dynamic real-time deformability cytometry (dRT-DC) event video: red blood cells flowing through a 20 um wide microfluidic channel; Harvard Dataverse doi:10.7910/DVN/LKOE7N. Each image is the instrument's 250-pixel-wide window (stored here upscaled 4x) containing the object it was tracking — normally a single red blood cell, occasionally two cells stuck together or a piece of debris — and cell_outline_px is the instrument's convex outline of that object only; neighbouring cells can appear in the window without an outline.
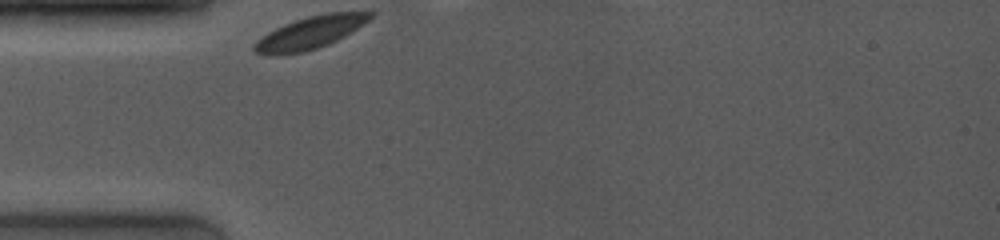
{"species": "common noctule bat (a hibernating species)", "species_latin": "Nyctalus noctula", "temperature_condition": "room temperature", "stored_images_in_passage": 7, "camera_frame_rate_fps": 4000, "um_per_image_px": 0.085, "animal": {"sex": "female", "body_mass_g": 19.0, "forearm_length_mm": 53.3}, "frame": {"image": 1, "passage_image": 1, "time_ms": 0.0, "image_size_px": [1000, 240], "cell_outline_px": [[376, 12], [368, 20], [344, 36], [328, 44], [304, 52], [280, 56], [256, 52], [252, 48], [252, 44], [256, 40], [268, 32], [284, 24], [308, 16], [328, 12]], "centroid_in_image_um": [26.31, 2.79], "position_along_channel_um": 58.7, "area_um2": 21.68}}